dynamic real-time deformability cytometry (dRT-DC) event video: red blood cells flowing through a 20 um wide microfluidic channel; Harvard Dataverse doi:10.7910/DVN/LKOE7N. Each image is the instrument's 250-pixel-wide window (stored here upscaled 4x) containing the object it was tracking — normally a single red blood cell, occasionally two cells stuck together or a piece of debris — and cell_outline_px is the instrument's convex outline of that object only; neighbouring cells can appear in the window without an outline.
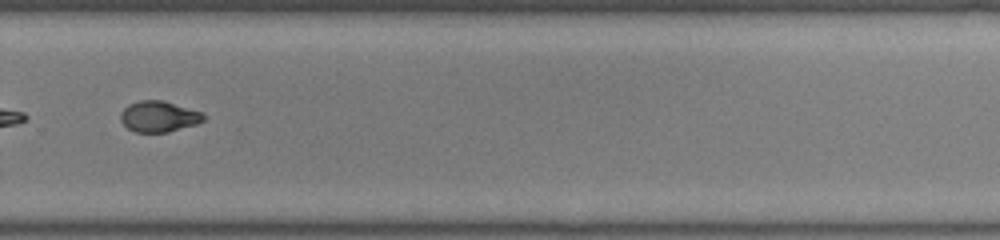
{"species": "common noctule bat (a hibernating species)", "species_latin": "Nyctalus noctula", "temperature_condition": "room temperature", "stored_images_in_passage": 50, "camera_frame_rate_fps": 3000, "um_per_image_px": 0.085, "animal": {"sex": "female", "body_mass_g": 22.0, "forearm_length_mm": 56.7}, "frame": {"image": 1, "passage_image": 36, "time_ms": 11.667, "image_size_px": [1000, 240], "cell_outline_px": [[208, 116], [204, 120], [196, 124], [168, 132], [136, 132], [128, 128], [120, 120], [120, 112], [128, 104], [140, 100], [164, 100], [200, 112]], "centroid_in_image_um": [13.49, 9.89], "position_along_channel_um": 316.3, "area_um2": 14.97}, "authors_computed_cell_mechanics": {"area_um2": 15.6638, "velocity_mm_per_s": 4.0088, "shape_relaxation_time_tau1_ms": 5.8076, "shape_relaxation_time_tau2_ms": 2.6182, "deformation_change_tau1": 0.1927, "deformation_change_tau2": 0.0756}}